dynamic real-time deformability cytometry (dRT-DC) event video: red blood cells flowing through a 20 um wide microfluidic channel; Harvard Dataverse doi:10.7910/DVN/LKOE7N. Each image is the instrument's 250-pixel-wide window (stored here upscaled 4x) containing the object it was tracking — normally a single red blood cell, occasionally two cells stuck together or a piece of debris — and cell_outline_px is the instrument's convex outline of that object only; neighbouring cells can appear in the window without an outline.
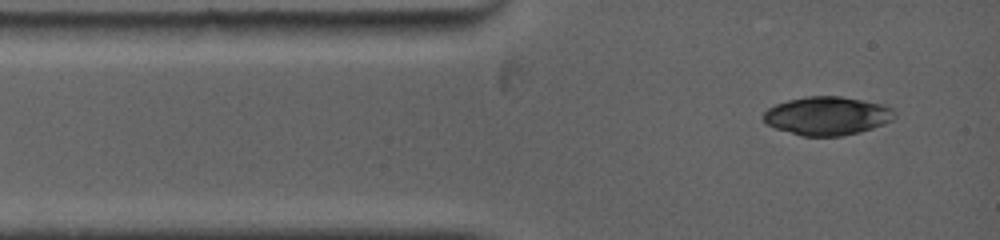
{"species": "common noctule bat (a hibernating species)", "species_latin": "Nyctalus noctula", "temperature_condition": "warm", "stored_images_in_passage": 2, "camera_frame_rate_fps": 5000, "um_per_image_px": 0.085, "animal": {"sex": "female", "body_mass_g": 19.0, "forearm_length_mm": 53.3}, "frame": {"image": 1, "passage_image": 1, "time_ms": 0.0, "image_size_px": [1000, 240], "cell_outline_px": [[896, 116], [892, 120], [884, 124], [860, 132], [840, 136], [804, 136], [776, 128], [768, 124], [764, 120], [764, 112], [768, 108], [776, 104], [788, 100], [808, 96], [840, 96], [884, 104], [892, 108], [896, 112]], "centroid_in_image_um": [70.36, 9.84], "position_along_channel_um": 14.6, "area_um2": 29.3}}